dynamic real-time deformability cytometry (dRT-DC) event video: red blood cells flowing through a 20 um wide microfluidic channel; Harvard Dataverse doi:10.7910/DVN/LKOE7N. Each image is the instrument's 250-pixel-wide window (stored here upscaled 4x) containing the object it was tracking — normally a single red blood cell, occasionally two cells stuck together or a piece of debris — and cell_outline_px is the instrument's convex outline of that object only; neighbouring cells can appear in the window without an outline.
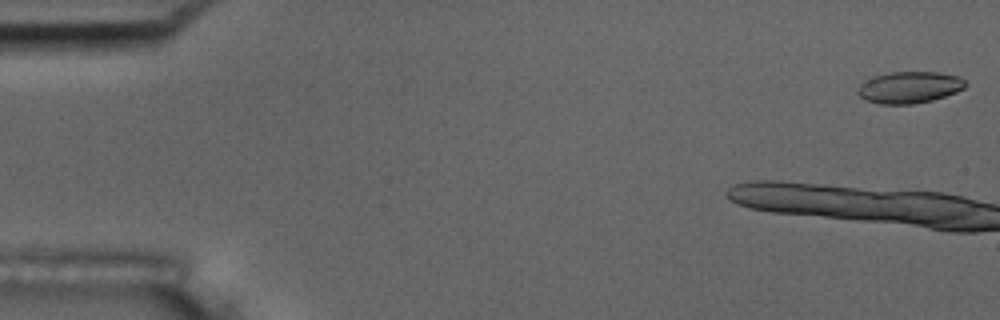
{"species": "common noctule bat (a hibernating species)", "species_latin": "Nyctalus noctula", "temperature_condition": "room temperature", "stored_images_in_passage": 8, "camera_frame_rate_fps": 3000, "um_per_image_px": 0.085, "animal": {"sex": "male", "body_mass_g": 17.5, "forearm_length_mm": 52.3}, "frame": {"image": 1, "passage_image": 1, "time_ms": 0.0, "image_size_px": [1000, 320], "cell_outline_px": [[968, 84], [964, 88], [956, 92], [932, 100], [912, 104], [880, 104], [864, 100], [856, 92], [860, 84], [876, 76], [892, 72], [936, 72], [960, 76]], "centroid_in_image_um": [77.31, 7.43], "position_along_channel_um": 7.7, "area_um2": 19.77}}